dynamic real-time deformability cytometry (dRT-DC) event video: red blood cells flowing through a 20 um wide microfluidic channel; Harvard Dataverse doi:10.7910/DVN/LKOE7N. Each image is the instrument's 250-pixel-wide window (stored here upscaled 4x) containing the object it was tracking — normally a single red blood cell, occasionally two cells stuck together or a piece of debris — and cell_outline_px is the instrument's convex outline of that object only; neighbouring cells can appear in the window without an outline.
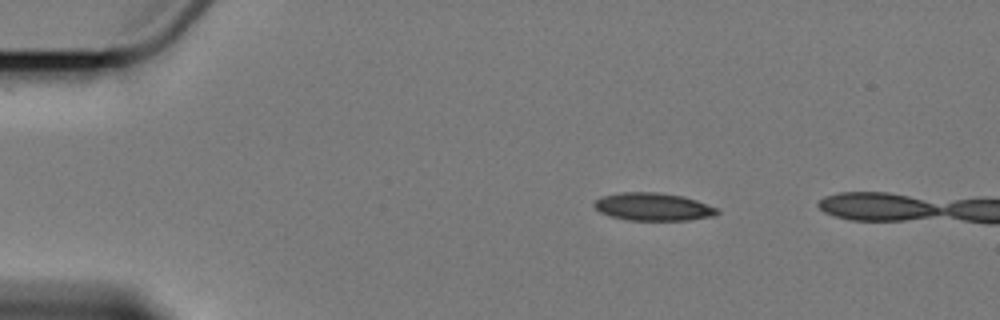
{"species": "Egyptian fruit bat (a non-hibernating species)", "species_latin": "Rousettus aegyptiacus", "temperature_condition": "cold", "stored_images_in_passage": 3, "camera_frame_rate_fps": 3000, "um_per_image_px": 0.085, "animal": {"sex": "female"}, "frame": {"image": 1, "passage_image": 1, "time_ms": 0.0, "image_size_px": [1000, 320], "cell_outline_px": [[720, 212], [712, 216], [688, 220], [628, 220], [608, 216], [600, 212], [592, 204], [596, 200], [604, 196], [620, 192], [656, 192], [680, 196], [696, 200], [716, 208]], "centroid_in_image_um": [55.47, 17.58], "position_along_channel_um": 29.5, "area_um2": 19.71}}